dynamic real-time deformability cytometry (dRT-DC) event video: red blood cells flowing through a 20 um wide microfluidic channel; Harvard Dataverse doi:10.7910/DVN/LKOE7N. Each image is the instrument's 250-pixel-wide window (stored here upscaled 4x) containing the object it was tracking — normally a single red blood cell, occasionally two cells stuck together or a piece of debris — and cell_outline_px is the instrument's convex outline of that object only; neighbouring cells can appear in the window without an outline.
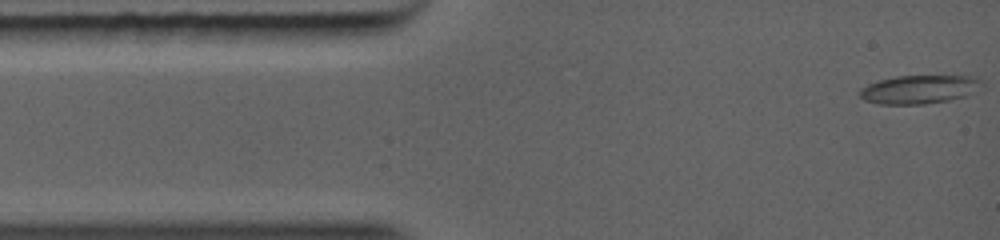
{"species": "common noctule bat (a hibernating species)", "species_latin": "Nyctalus noctula", "temperature_condition": "warm", "stored_images_in_passage": 63, "camera_frame_rate_fps": 5000, "um_per_image_px": 0.085, "animal": {"sex": "female", "body_mass_g": 19.0, "forearm_length_mm": 56.7}, "frame": {"image": 1, "passage_image": 1, "time_ms": 0.0, "image_size_px": [1000, 240], "cell_outline_px": [[984, 88], [964, 96], [948, 100], [924, 104], [880, 104], [864, 100], [860, 96], [860, 92], [868, 84], [880, 80], [896, 76], [972, 76], [980, 80], [984, 84]], "centroid_in_image_um": [78.19, 7.6], "position_along_channel_um": 6.8, "area_um2": 20.17}}
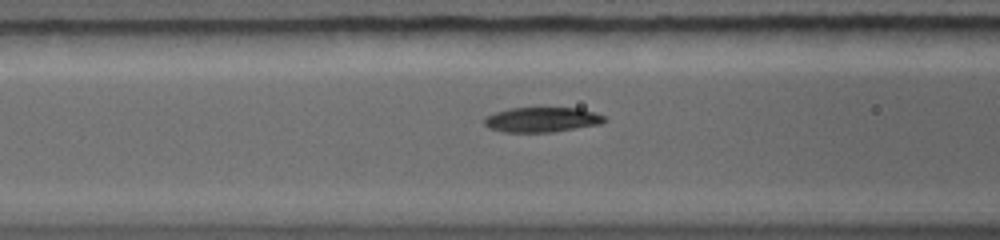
{"frame": {"image": 2, "passage_image": 15, "time_ms": 3.8, "image_size_px": [1000, 240], "cell_outline_px": [[608, 120], [600, 124], [552, 132], [504, 132], [488, 128], [484, 124], [484, 116], [508, 108], [580, 108], [604, 116]], "centroid_in_image_um": [46.03, 10.17], "position_along_channel_um": 120.6, "area_um2": 17.46}}
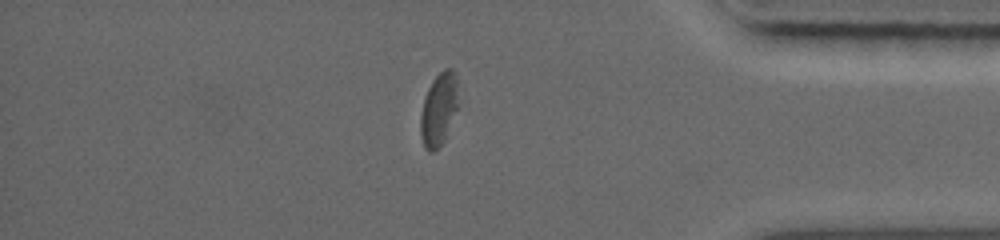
{"frame": {"image": 3, "passage_image": 43, "time_ms": 10.0, "image_size_px": [1000, 240], "cell_outline_px": [[456, 108], [444, 140], [432, 152], [428, 152], [424, 148], [420, 132], [420, 116], [424, 100], [428, 88], [432, 80], [444, 68], [452, 68], [456, 72]], "centroid_in_image_um": [37.26, 9.27], "position_along_channel_um": 397.9, "area_um2": 15.55}}